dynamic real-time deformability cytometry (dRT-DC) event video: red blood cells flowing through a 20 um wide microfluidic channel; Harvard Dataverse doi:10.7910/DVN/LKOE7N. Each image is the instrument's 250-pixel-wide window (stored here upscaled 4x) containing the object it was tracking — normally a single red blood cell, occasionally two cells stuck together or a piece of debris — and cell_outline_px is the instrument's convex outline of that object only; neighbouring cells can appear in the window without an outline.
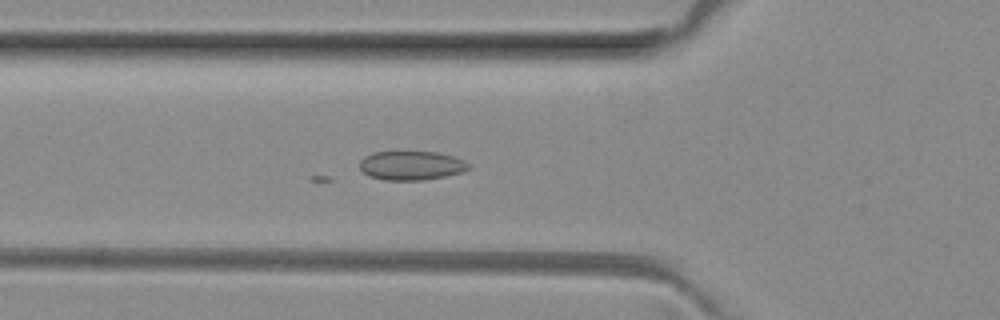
{"species": "common noctule bat (a hibernating species)", "species_latin": "Nyctalus noctula", "temperature_condition": "room temperature", "stored_images_in_passage": 43, "camera_frame_rate_fps": 3000, "um_per_image_px": 0.085, "animal": {"sex": "female", "body_mass_g": 29.2, "forearm_length_mm": 56.3}, "frame": {"image": 1, "passage_image": 10, "time_ms": 3.0, "image_size_px": [1000, 320], "cell_outline_px": [[472, 168], [464, 172], [424, 180], [384, 180], [368, 176], [360, 168], [360, 160], [364, 156], [372, 152], [436, 152], [452, 156], [464, 160], [472, 164]], "centroid_in_image_um": [34.99, 14.07], "position_along_channel_um": 90.8, "area_um2": 18.61}}
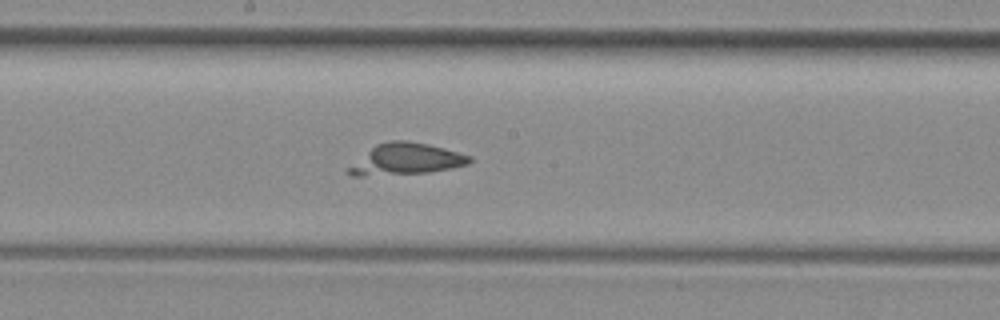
{"frame": {"image": 2, "passage_image": 19, "time_ms": 6.0, "image_size_px": [1000, 320], "cell_outline_px": [[472, 160], [468, 164], [452, 168], [428, 172], [364, 176], [348, 176], [348, 168], [376, 144], [392, 140], [404, 140], [428, 144], [444, 148], [472, 156]], "centroid_in_image_um": [34.53, 13.53], "position_along_channel_um": 213.7, "area_um2": 21.79}}
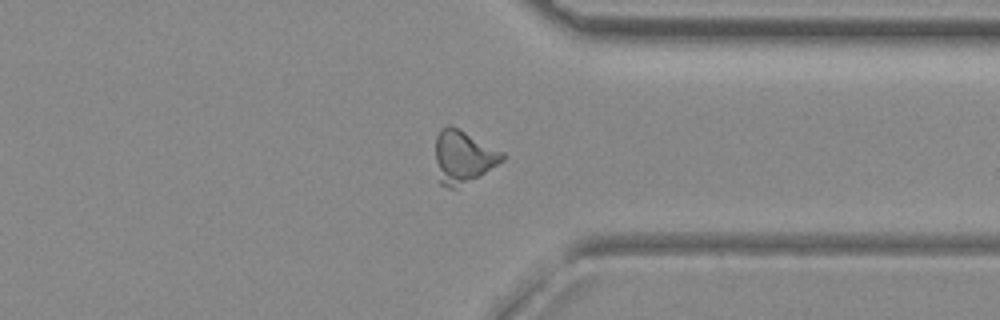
{"frame": {"image": 3, "passage_image": 31, "time_ms": 10.0, "image_size_px": [1000, 320], "cell_outline_px": [[504, 160], [480, 176], [456, 188], [448, 188], [440, 184], [436, 160], [436, 136], [440, 128], [448, 124], [504, 152]], "centroid_in_image_um": [39.36, 13.35], "position_along_channel_um": 372.0, "area_um2": 20.35}}